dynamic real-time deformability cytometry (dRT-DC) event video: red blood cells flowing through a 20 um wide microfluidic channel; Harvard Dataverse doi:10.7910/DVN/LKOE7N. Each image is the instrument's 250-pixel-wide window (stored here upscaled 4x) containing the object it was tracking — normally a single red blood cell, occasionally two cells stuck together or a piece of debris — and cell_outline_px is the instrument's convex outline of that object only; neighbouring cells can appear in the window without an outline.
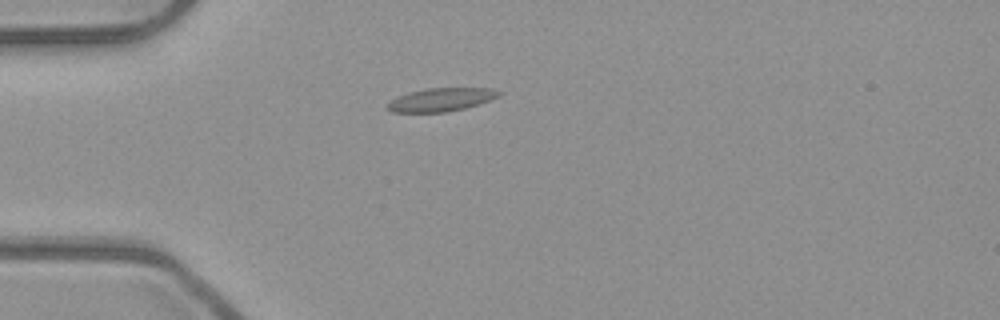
{"species": "common noctule bat (a hibernating species)", "species_latin": "Nyctalus noctula", "temperature_condition": "room temperature", "stored_images_in_passage": 4, "camera_frame_rate_fps": 3000, "um_per_image_px": 0.085, "animal": {"sex": "male", "body_mass_g": 23.1, "forearm_length_mm": 52.7}, "frame": {"image": 1, "passage_image": 2, "time_ms": 0.333, "image_size_px": [1000, 320], "cell_outline_px": [[504, 92], [500, 96], [464, 108], [444, 112], [392, 112], [388, 108], [388, 104], [392, 100], [408, 92], [428, 88], [492, 88]], "centroid_in_image_um": [37.53, 8.46], "position_along_channel_um": 47.5, "area_um2": 14.85}}
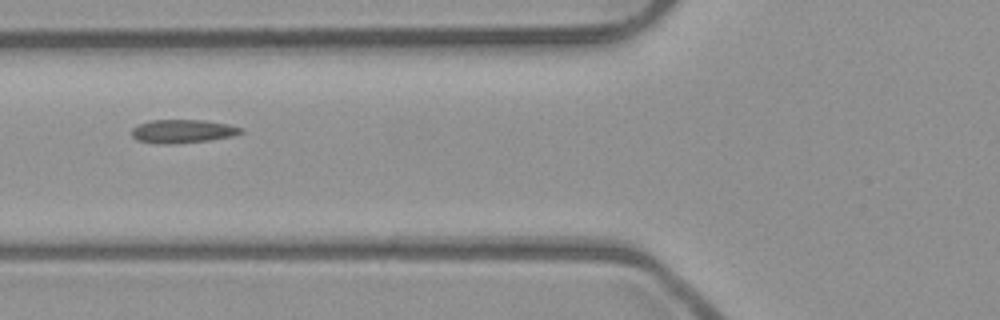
{"frame": {"image": 2, "passage_image": 4, "time_ms": 1.0, "image_size_px": [1000, 320], "cell_outline_px": [[244, 132], [232, 136], [208, 140], [168, 144], [160, 144], [136, 140], [132, 136], [132, 128], [140, 124], [152, 120], [204, 120], [228, 124], [244, 128]], "centroid_in_image_um": [15.54, 11.15], "position_along_channel_um": 110.3, "area_um2": 14.85}}